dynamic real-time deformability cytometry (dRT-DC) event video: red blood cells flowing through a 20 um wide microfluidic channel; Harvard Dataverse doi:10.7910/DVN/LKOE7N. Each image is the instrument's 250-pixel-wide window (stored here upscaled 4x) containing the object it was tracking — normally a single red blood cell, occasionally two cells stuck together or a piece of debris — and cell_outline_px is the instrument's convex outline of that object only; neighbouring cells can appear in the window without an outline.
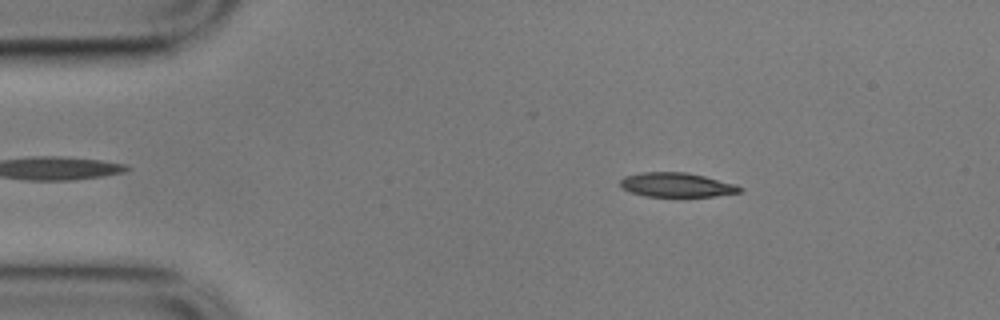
{"species": "common noctule bat (a hibernating species)", "species_latin": "Nyctalus noctula", "temperature_condition": "cold", "stored_images_in_passage": 56, "camera_frame_rate_fps": 3000, "um_per_image_px": 0.085, "animal": {"sex": "male", "body_mass_g": 17.9}, "frame": {"image": 1, "passage_image": 8, "time_ms": 2.333, "image_size_px": [1000, 320], "cell_outline_px": [[744, 188], [740, 192], [716, 196], [644, 196], [632, 192], [624, 188], [620, 184], [620, 180], [624, 176], [640, 172], [688, 172], [736, 184]], "centroid_in_image_um": [57.53, 15.7], "position_along_channel_um": 27.5, "area_um2": 16.88}}
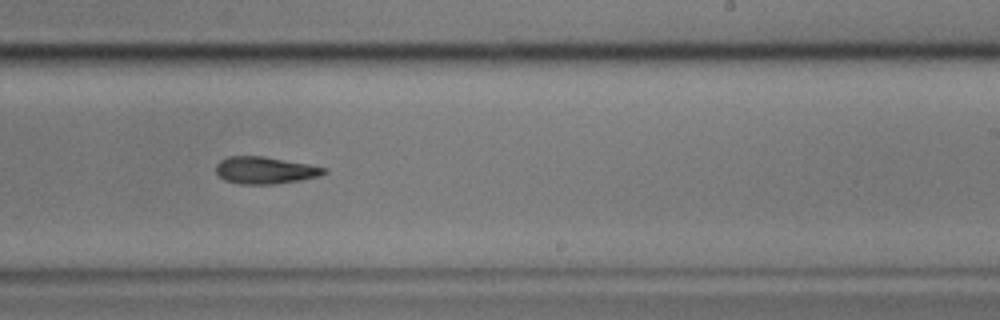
{"frame": {"image": 2, "passage_image": 33, "time_ms": 10.667, "image_size_px": [1000, 320], "cell_outline_px": [[328, 172], [320, 176], [300, 180], [276, 184], [240, 184], [224, 180], [216, 172], [216, 164], [220, 160], [228, 156], [264, 156], [308, 164], [328, 168]], "centroid_in_image_um": [22.54, 14.47], "position_along_channel_um": 266.5, "area_um2": 17.17}}
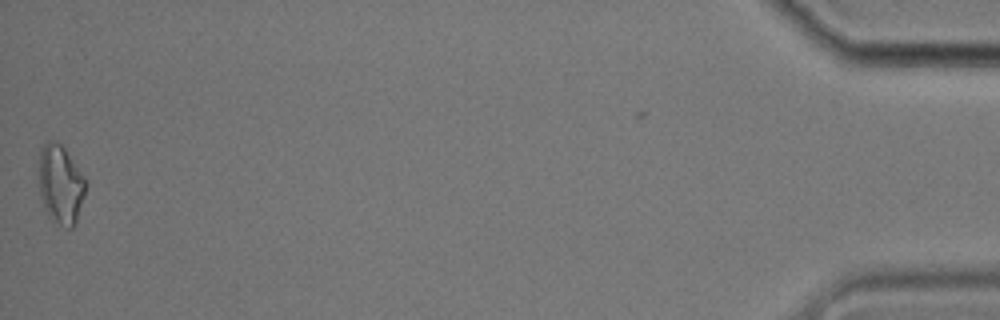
{"frame": {"image": 3, "passage_image": 55, "time_ms": 18.0, "image_size_px": [1000, 320], "cell_outline_px": [[88, 184], [76, 224], [72, 228], [68, 228], [60, 224], [48, 216], [44, 208], [40, 196], [40, 148], [48, 140], [56, 140], [64, 148], [84, 176]], "centroid_in_image_um": [5.18, 15.69], "position_along_channel_um": 430.0, "area_um2": 21.56}, "authors_computed_cell_mechanics": {"area_um2": 17.3978, "velocity_mm_per_s": 3.5252, "shape_relaxation_time_tau1_ms": null, "shape_relaxation_time_tau2_ms": 8.7523, "deformation_change_tau1": null, "deformation_change_tau2": 0.204}}